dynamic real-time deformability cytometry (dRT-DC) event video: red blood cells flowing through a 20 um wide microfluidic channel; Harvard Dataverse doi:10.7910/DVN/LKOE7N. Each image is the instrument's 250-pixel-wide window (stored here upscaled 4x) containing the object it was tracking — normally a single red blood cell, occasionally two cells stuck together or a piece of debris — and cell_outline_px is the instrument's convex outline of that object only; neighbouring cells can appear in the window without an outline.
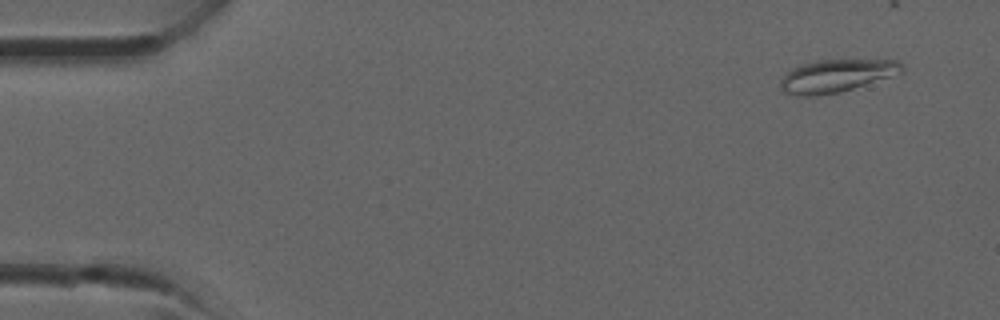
{"species": "common noctule bat (a hibernating species)", "species_latin": "Nyctalus noctula", "temperature_condition": "room temperature", "stored_images_in_passage": 4, "camera_frame_rate_fps": 3000, "um_per_image_px": 0.085, "animal": {"sex": "male", "forearm_length_mm": 52.5}, "frame": {"image": 1, "passage_image": 1, "time_ms": 0.0, "image_size_px": [1000, 320], "cell_outline_px": [[904, 72], [840, 92], [816, 96], [800, 96], [784, 92], [780, 88], [780, 80], [792, 68], [800, 64], [816, 60], [896, 60], [904, 64]], "centroid_in_image_um": [71.09, 6.44], "position_along_channel_um": 13.9, "area_um2": 23.12}}